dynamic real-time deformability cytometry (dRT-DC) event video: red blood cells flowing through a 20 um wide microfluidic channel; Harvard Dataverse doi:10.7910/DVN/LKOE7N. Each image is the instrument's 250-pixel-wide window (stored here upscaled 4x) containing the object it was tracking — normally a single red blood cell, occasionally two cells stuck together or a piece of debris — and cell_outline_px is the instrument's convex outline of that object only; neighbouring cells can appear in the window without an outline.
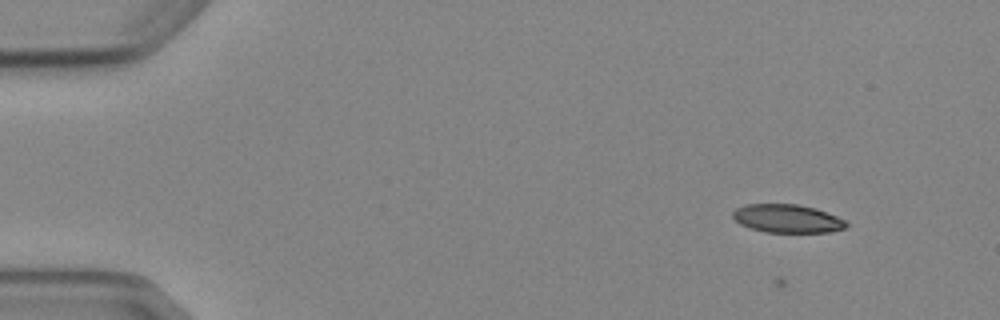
{"species": "Egyptian fruit bat (a non-hibernating species)", "species_latin": "Rousettus aegyptiacus", "temperature_condition": "cold", "stored_images_in_passage": 5, "camera_frame_rate_fps": 3000, "um_per_image_px": 0.085, "animal": {"sex": "female"}, "frame": {"image": 1, "passage_image": 2, "time_ms": 1.0, "image_size_px": [1000, 320], "cell_outline_px": [[848, 224], [844, 228], [828, 232], [764, 232], [740, 224], [732, 216], [732, 212], [736, 208], [744, 204], [796, 204], [816, 208], [836, 216], [844, 220]], "centroid_in_image_um": [66.89, 18.57], "position_along_channel_um": 18.1, "area_um2": 18.61}}
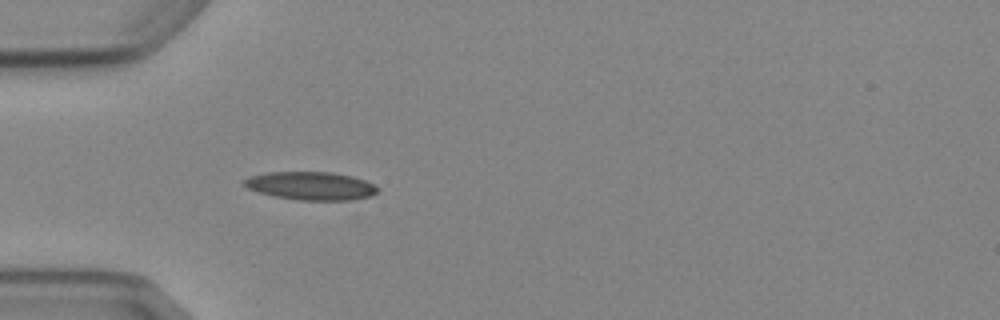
{"frame": {"image": 2, "passage_image": 5, "time_ms": 4.667, "image_size_px": [1000, 320], "cell_outline_px": [[380, 188], [372, 196], [352, 200], [300, 200], [276, 196], [260, 192], [248, 188], [240, 180], [248, 176], [268, 172], [332, 172], [352, 176], [364, 180]], "centroid_in_image_um": [26.42, 15.79], "position_along_channel_um": 58.6, "area_um2": 21.91}}